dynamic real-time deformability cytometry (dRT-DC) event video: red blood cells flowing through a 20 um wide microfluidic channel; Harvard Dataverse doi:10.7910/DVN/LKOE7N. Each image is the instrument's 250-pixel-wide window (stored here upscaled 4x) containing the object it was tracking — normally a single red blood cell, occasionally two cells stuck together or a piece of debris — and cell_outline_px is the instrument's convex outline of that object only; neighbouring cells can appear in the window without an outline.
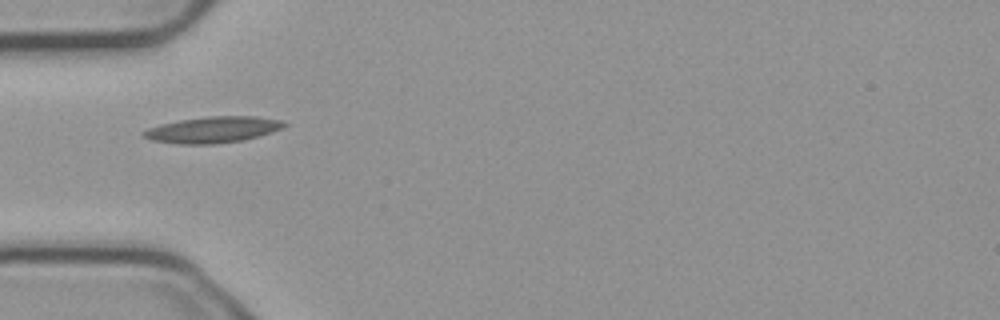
{"species": "common noctule bat (a hibernating species)", "species_latin": "Nyctalus noctula", "temperature_condition": "cold", "stored_images_in_passage": 38, "camera_frame_rate_fps": 3000, "um_per_image_px": 0.085, "animal": {"sex": "male", "body_mass_g": 23.1, "forearm_length_mm": 52.7}, "frame": {"image": 1, "passage_image": 1, "time_ms": 0.0, "image_size_px": [1000, 320], "cell_outline_px": [[288, 124], [284, 128], [260, 136], [244, 140], [212, 144], [180, 144], [152, 140], [140, 136], [140, 132], [148, 128], [160, 124], [180, 120], [208, 116], [256, 116], [280, 120]], "centroid_in_image_um": [18.09, 11.02], "position_along_channel_um": 66.9, "area_um2": 21.62}}
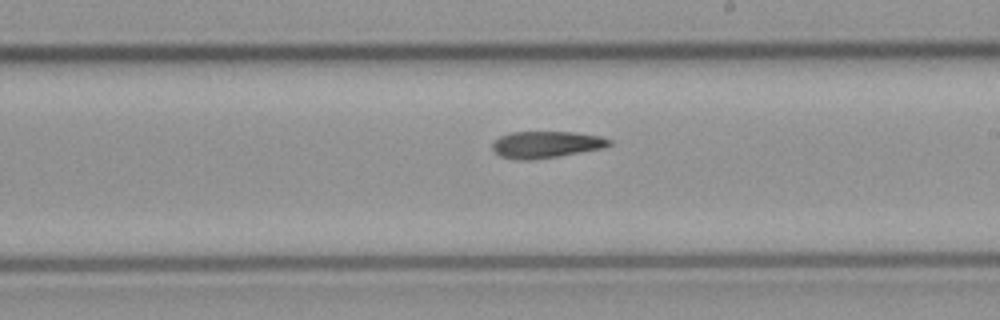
{"frame": {"image": 2, "passage_image": 15, "time_ms": 4.667, "image_size_px": [1000, 320], "cell_outline_px": [[612, 144], [604, 148], [532, 160], [520, 160], [500, 156], [492, 148], [492, 144], [500, 136], [512, 132], [572, 132], [600, 136], [612, 140]], "centroid_in_image_um": [46.43, 12.28], "position_along_channel_um": 242.6, "area_um2": 18.03}}
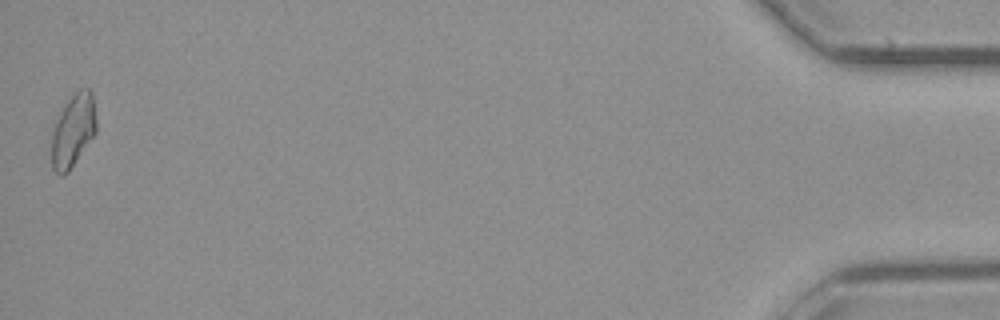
{"frame": {"image": 3, "passage_image": 38, "time_ms": 12.333, "image_size_px": [1000, 320], "cell_outline_px": [[96, 132], [68, 172], [64, 176], [60, 176], [52, 168], [52, 132], [60, 112], [64, 104], [80, 88], [88, 88], [92, 92], [96, 120]], "centroid_in_image_um": [6.21, 11.1], "position_along_channel_um": 429.0, "area_um2": 18.79}}